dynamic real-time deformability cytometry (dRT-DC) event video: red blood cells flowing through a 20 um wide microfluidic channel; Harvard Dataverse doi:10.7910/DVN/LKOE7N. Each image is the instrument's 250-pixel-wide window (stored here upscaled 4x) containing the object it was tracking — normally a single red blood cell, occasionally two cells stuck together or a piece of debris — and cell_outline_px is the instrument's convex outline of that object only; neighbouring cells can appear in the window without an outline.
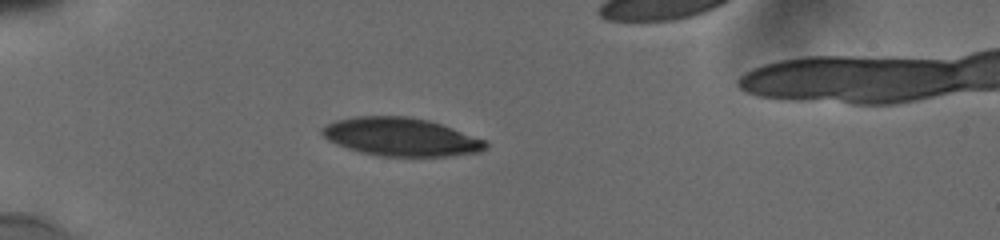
{"species": "human", "species_latin": "Homo sapiens", "temperature_condition": "cold", "stored_images_in_passage": 12, "camera_frame_rate_fps": 3000, "um_per_image_px": 0.085, "donor": {"sex": "male"}, "frame": {"image": 1, "passage_image": 4, "time_ms": 2.0, "image_size_px": [1000, 240], "cell_outline_px": [[488, 148], [480, 152], [452, 156], [380, 156], [360, 152], [336, 144], [328, 140], [320, 132], [320, 128], [336, 120], [356, 116], [408, 116], [428, 120], [440, 124], [484, 140], [488, 144]], "centroid_in_image_um": [34.06, 11.64], "position_along_channel_um": 50.9, "area_um2": 36.3}}
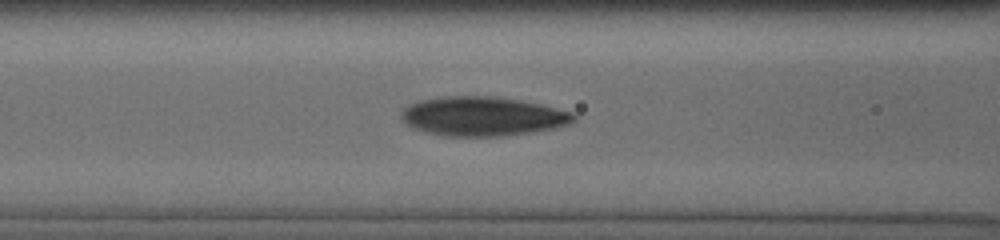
{"frame": {"image": 2, "passage_image": 9, "time_ms": 4.667, "image_size_px": [1000, 240], "cell_outline_px": [[576, 120], [568, 124], [556, 128], [532, 132], [504, 136], [444, 136], [424, 132], [412, 128], [400, 116], [400, 112], [408, 104], [424, 100], [448, 96], [492, 96], [540, 104], [572, 112], [576, 116]], "centroid_in_image_um": [41.02, 9.9], "position_along_channel_um": 125.6, "area_um2": 39.3}}
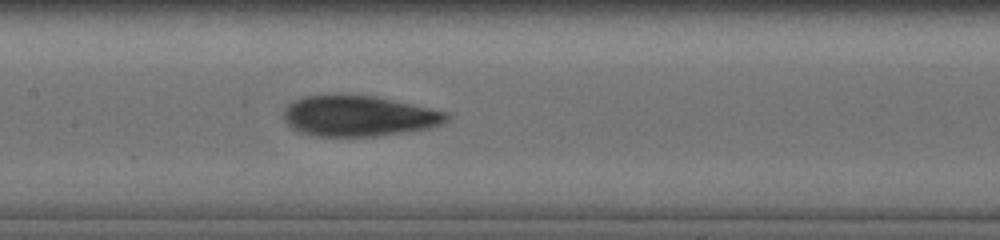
{"frame": {"image": 3, "passage_image": 12, "time_ms": 6.0, "image_size_px": [1000, 240], "cell_outline_px": [[452, 116], [444, 124], [428, 128], [408, 132], [376, 136], [316, 136], [300, 132], [292, 128], [284, 120], [284, 108], [292, 100], [304, 96], [340, 92], [372, 96], [448, 112]], "centroid_in_image_um": [30.46, 9.84], "position_along_channel_um": 176.9, "area_um2": 39.3}}